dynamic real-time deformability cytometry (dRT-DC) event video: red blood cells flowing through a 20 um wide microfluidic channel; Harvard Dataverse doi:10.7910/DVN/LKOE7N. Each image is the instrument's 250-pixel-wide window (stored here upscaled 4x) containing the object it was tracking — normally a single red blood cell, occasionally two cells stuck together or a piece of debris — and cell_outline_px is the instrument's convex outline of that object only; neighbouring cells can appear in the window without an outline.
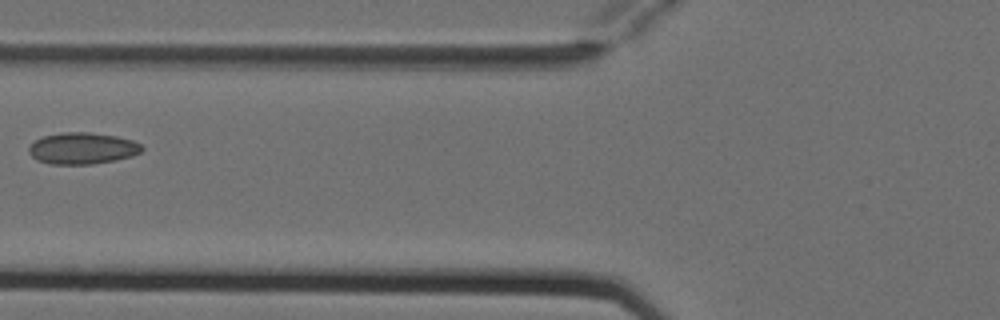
{"species": "Egyptian fruit bat (a non-hibernating species)", "species_latin": "Rousettus aegyptiacus", "temperature_condition": "cold", "stored_images_in_passage": 7, "camera_frame_rate_fps": 3000, "um_per_image_px": 0.085, "animal": {"sex": "female"}, "frame": {"image": 1, "passage_image": 6, "time_ms": 1.667, "image_size_px": [1000, 320], "cell_outline_px": [[144, 148], [140, 152], [132, 156], [116, 160], [92, 164], [52, 164], [36, 160], [28, 152], [28, 148], [36, 140], [44, 136], [64, 132], [88, 132], [116, 136], [132, 140], [140, 144]], "centroid_in_image_um": [7.01, 12.61], "position_along_channel_um": 118.8, "area_um2": 20.69}}
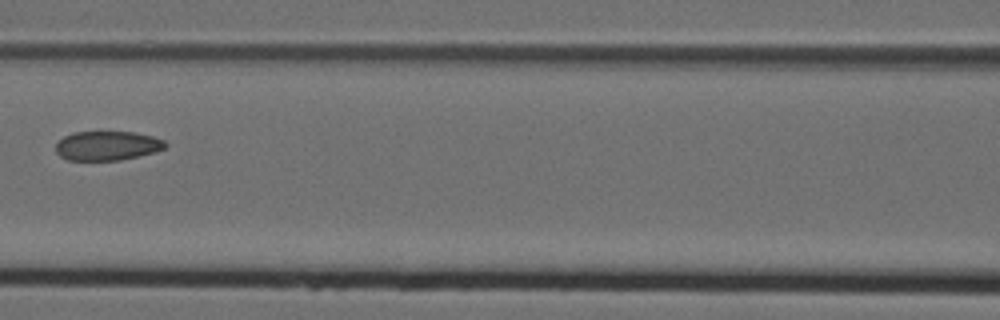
{"frame": {"image": 2, "passage_image": 7, "time_ms": 2.0, "image_size_px": [1000, 320], "cell_outline_px": [[168, 144], [164, 148], [156, 152], [120, 160], [68, 160], [60, 156], [56, 152], [56, 144], [64, 136], [72, 132], [136, 132], [152, 136], [164, 140]], "centroid_in_image_um": [9.13, 12.38], "position_along_channel_um": 157.5, "area_um2": 18.73}}